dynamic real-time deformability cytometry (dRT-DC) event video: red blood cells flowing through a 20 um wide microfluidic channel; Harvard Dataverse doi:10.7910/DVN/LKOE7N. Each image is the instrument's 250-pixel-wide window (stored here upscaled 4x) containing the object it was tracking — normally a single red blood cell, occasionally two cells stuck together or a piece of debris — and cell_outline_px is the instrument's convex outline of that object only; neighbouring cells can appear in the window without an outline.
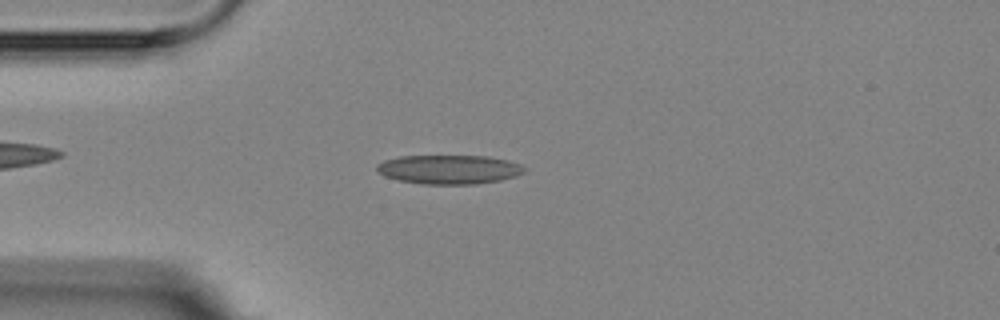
{"species": "Egyptian fruit bat (a non-hibernating species)", "species_latin": "Rousettus aegyptiacus", "temperature_condition": "room temperature", "stored_images_in_passage": 6, "camera_frame_rate_fps": 3000, "um_per_image_px": 0.085, "animal": {"sex": "female"}, "frame": {"image": 1, "passage_image": 1, "time_ms": 0.0, "image_size_px": [1000, 320], "cell_outline_px": [[528, 168], [524, 172], [516, 176], [500, 180], [476, 184], [420, 184], [396, 180], [384, 176], [376, 168], [376, 164], [384, 160], [400, 156], [488, 156], [508, 160], [520, 164]], "centroid_in_image_um": [38.18, 14.4], "position_along_channel_um": 46.8, "area_um2": 25.2}}
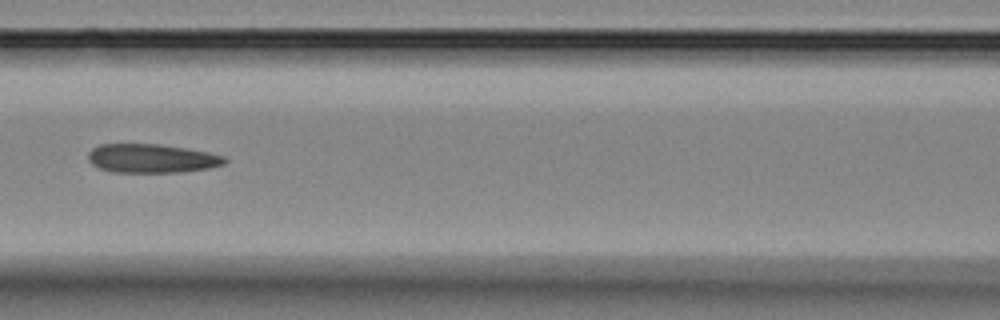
{"frame": {"image": 2, "passage_image": 4, "time_ms": 3.333, "image_size_px": [1000, 320], "cell_outline_px": [[228, 160], [224, 164], [208, 168], [180, 172], [112, 172], [100, 168], [92, 164], [88, 160], [88, 152], [92, 148], [100, 144], [160, 144], [208, 152], [224, 156]], "centroid_in_image_um": [12.87, 13.46], "position_along_channel_um": 153.7, "area_um2": 22.89}}
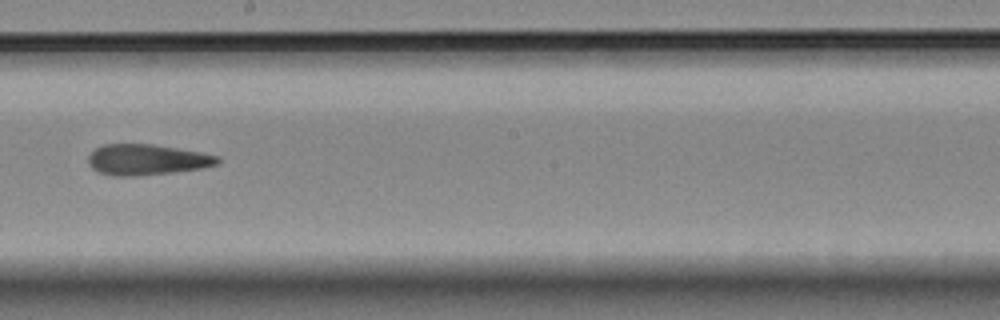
{"frame": {"image": 3, "passage_image": 6, "time_ms": 5.667, "image_size_px": [1000, 320], "cell_outline_px": [[220, 164], [204, 168], [172, 172], [136, 176], [112, 176], [100, 172], [92, 168], [88, 164], [88, 156], [96, 148], [104, 144], [152, 144], [200, 152], [220, 156]], "centroid_in_image_um": [12.5, 13.57], "position_along_channel_um": 235.7, "area_um2": 23.24}}